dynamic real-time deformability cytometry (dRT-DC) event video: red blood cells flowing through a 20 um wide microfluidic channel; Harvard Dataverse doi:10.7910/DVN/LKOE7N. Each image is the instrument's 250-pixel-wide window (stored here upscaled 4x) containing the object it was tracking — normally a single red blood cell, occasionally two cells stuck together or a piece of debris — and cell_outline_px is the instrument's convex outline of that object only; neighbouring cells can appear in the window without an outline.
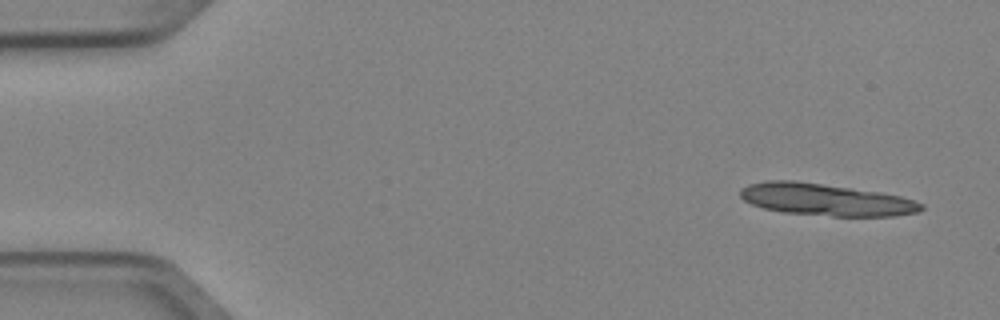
{"species": "Egyptian fruit bat (a non-hibernating species)", "species_latin": "Rousettus aegyptiacus", "temperature_condition": "cold", "stored_images_in_passage": 4, "segment_of_instrument_passage": [1, 2], "camera_frame_rate_fps": 3000, "um_per_image_px": 0.085, "animal": {"sex": "female"}, "frame": {"image": 1, "passage_image": 1, "time_ms": 0.0, "image_size_px": [1000, 320], "cell_outline_px": [[924, 208], [920, 212], [892, 216], [832, 216], [784, 212], [764, 208], [752, 204], [744, 200], [740, 196], [740, 188], [748, 184], [764, 180], [796, 180], [880, 192], [900, 196], [924, 204]], "centroid_in_image_um": [70.17, 16.96], "position_along_channel_um": 14.8, "area_um2": 33.81}}